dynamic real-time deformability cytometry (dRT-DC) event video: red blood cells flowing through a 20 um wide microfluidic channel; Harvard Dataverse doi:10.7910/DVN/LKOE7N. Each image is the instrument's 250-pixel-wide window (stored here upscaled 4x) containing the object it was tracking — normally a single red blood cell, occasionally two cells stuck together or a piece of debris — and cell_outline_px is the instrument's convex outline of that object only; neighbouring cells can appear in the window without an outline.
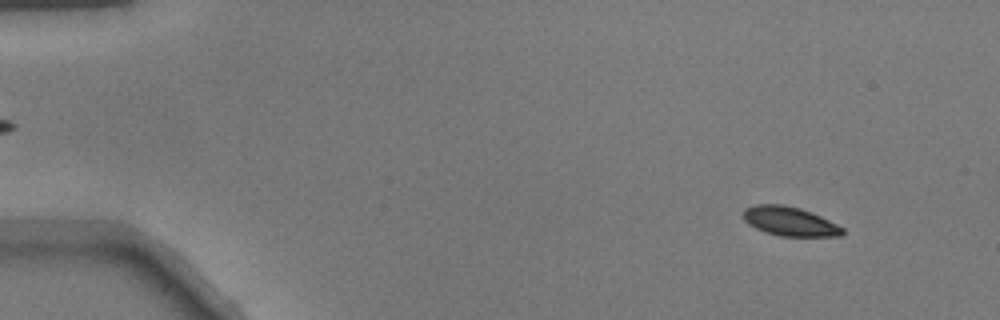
{"species": "common noctule bat (a hibernating species)", "species_latin": "Nyctalus noctula", "temperature_condition": "warm", "stored_images_in_passage": 20, "camera_frame_rate_fps": 3000, "um_per_image_px": 0.085, "animal": {"sex": "male", "body_mass_g": 17.9}, "frame": {"image": 1, "passage_image": 5, "time_ms": 1.333, "image_size_px": [1000, 320], "cell_outline_px": [[844, 232], [840, 236], [780, 236], [756, 228], [748, 224], [744, 220], [744, 208], [756, 204], [784, 204], [800, 208], [820, 216], [844, 228]], "centroid_in_image_um": [67.12, 18.8], "position_along_channel_um": 17.9, "area_um2": 16.7}}
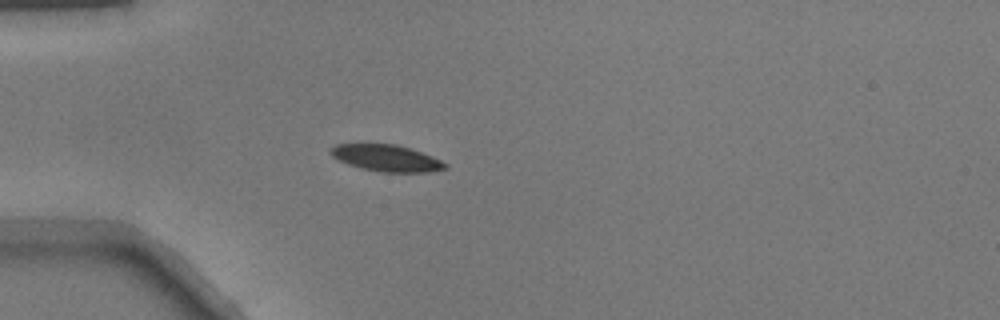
{"frame": {"image": 2, "passage_image": 15, "time_ms": 4.667, "image_size_px": [1000, 320], "cell_outline_px": [[448, 168], [428, 172], [380, 172], [360, 168], [336, 160], [328, 152], [328, 148], [336, 144], [396, 144], [432, 156], [448, 164]], "centroid_in_image_um": [32.79, 13.44], "position_along_channel_um": 52.2, "area_um2": 17.86}}
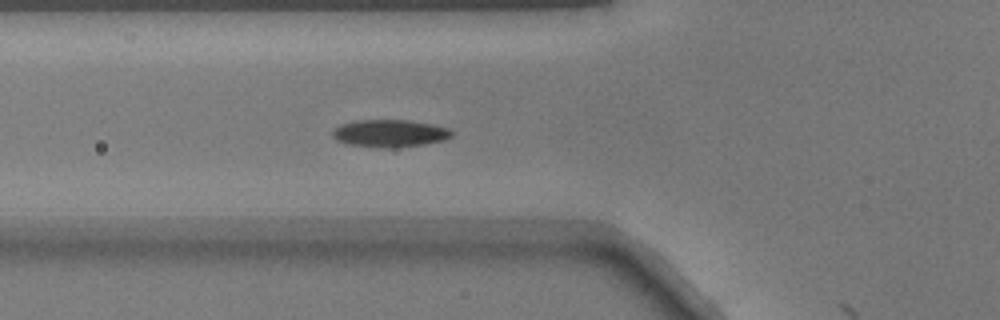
{"frame": {"image": 3, "passage_image": 19, "time_ms": 6.0, "image_size_px": [1000, 320], "cell_outline_px": [[456, 132], [452, 136], [444, 140], [424, 144], [396, 148], [380, 148], [344, 144], [336, 140], [332, 136], [332, 132], [340, 124], [356, 120], [408, 120], [432, 124], [448, 128]], "centroid_in_image_um": [33.13, 11.34], "position_along_channel_um": 92.7, "area_um2": 19.36}}